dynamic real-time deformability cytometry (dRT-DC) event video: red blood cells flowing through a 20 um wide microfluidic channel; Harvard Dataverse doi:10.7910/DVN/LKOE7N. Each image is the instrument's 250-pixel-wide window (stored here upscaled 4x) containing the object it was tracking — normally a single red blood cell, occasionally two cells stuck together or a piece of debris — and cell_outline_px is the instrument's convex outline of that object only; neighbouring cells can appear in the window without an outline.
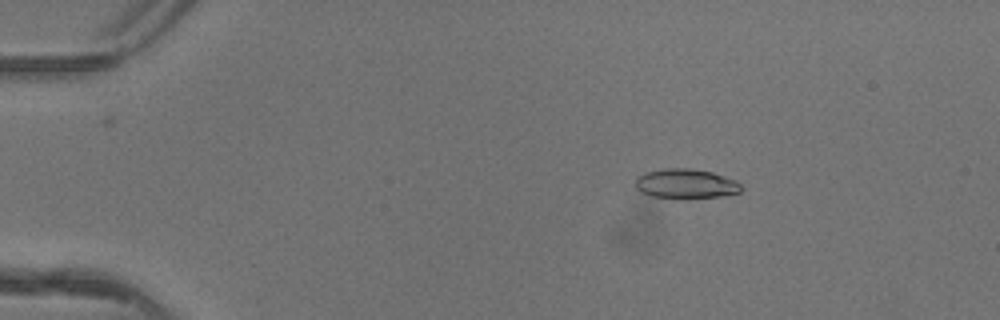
{"species": "common noctule bat (a hibernating species)", "species_latin": "Nyctalus noctula", "temperature_condition": "warm", "stored_images_in_passage": 51, "camera_frame_rate_fps": 3000, "um_per_image_px": 0.085, "animal": {"sex": "female"}, "frame": {"image": 1, "passage_image": 9, "time_ms": 2.667, "image_size_px": [1000, 320], "cell_outline_px": [[744, 188], [740, 192], [720, 196], [680, 200], [652, 196], [636, 188], [636, 176], [644, 172], [664, 168], [692, 168], [712, 172], [736, 180]], "centroid_in_image_um": [58.3, 15.63], "position_along_channel_um": 26.7, "area_um2": 18.67}}
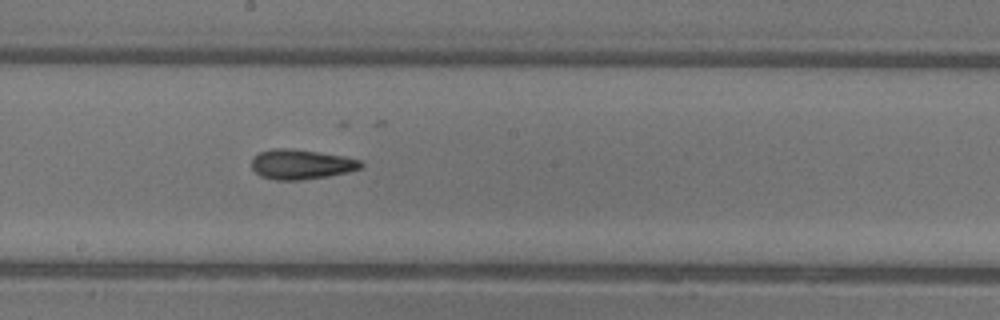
{"frame": {"image": 2, "passage_image": 29, "time_ms": 9.333, "image_size_px": [1000, 320], "cell_outline_px": [[364, 164], [360, 168], [348, 172], [328, 176], [300, 180], [276, 180], [260, 176], [252, 168], [252, 156], [260, 152], [272, 148], [292, 148], [344, 156], [360, 160]], "centroid_in_image_um": [25.58, 13.96], "position_along_channel_um": 222.6, "area_um2": 19.07}}
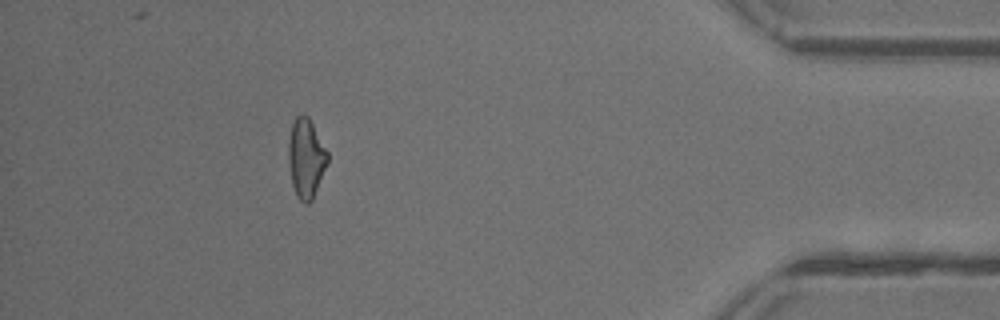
{"frame": {"image": 3, "passage_image": 46, "time_ms": 15.0, "image_size_px": [1000, 320], "cell_outline_px": [[328, 164], [312, 200], [308, 204], [304, 204], [296, 196], [292, 184], [288, 164], [288, 140], [292, 124], [296, 116], [308, 116], [328, 152]], "centroid_in_image_um": [26.01, 13.48], "position_along_channel_um": 409.2, "area_um2": 18.15}, "authors_computed_cell_mechanics": {"area_um2": 18.3804, "velocity_mm_per_s": 4.1804, "shape_relaxation_time_tau1_ms": 7.0104, "shape_relaxation_time_tau2_ms": 2.6603, "deformation_change_tau1": 0.1976, "deformation_change_tau2": 0.1124}}